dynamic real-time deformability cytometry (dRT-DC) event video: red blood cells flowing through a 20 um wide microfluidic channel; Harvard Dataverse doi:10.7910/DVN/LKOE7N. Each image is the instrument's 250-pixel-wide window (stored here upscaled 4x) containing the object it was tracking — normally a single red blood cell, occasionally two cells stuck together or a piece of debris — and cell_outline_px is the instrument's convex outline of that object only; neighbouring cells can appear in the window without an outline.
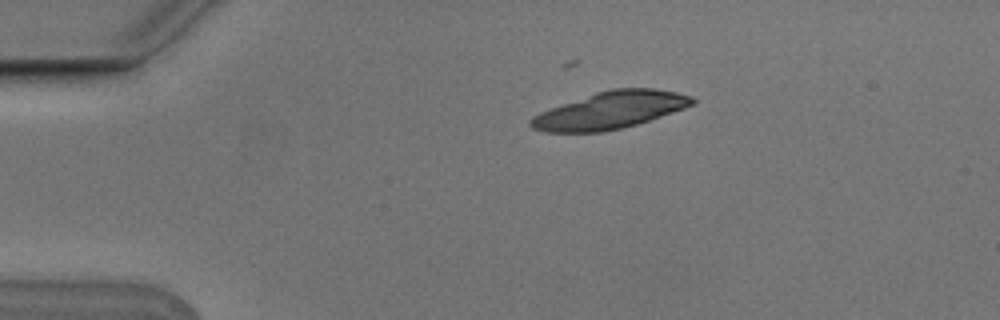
{"species": "Egyptian fruit bat (a non-hibernating species)", "species_latin": "Rousettus aegyptiacus", "temperature_condition": "cold", "stored_images_in_passage": 6, "camera_frame_rate_fps": 3000, "um_per_image_px": 0.085, "animal": {"sex": "male"}, "frame": {"image": 1, "passage_image": 1, "time_ms": 0.0, "image_size_px": [1000, 320], "cell_outline_px": [[696, 100], [692, 104], [684, 108], [636, 124], [604, 132], [544, 132], [532, 128], [528, 124], [528, 120], [532, 116], [540, 112], [596, 92], [612, 88], [652, 88], [676, 92], [692, 96]], "centroid_in_image_um": [51.83, 9.37], "position_along_channel_um": 33.2, "area_um2": 34.62}}